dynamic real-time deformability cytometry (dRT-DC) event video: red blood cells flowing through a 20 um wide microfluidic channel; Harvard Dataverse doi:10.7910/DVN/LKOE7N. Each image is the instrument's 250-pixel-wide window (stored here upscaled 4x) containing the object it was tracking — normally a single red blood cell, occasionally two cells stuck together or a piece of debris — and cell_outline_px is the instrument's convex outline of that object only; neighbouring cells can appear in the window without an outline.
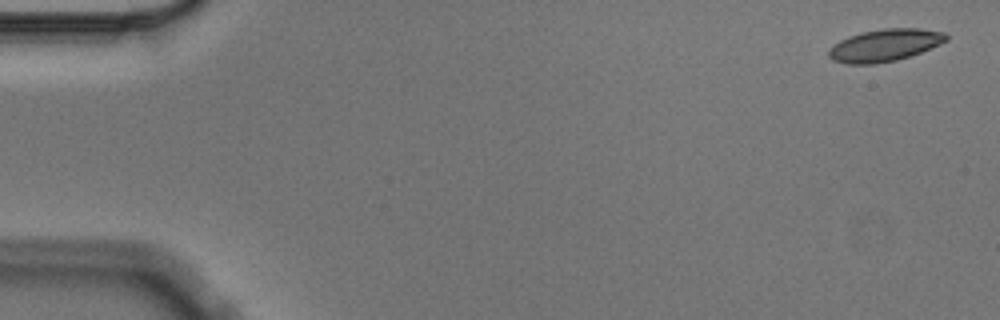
{"species": "Egyptian fruit bat (a non-hibernating species)", "species_latin": "Rousettus aegyptiacus", "temperature_condition": "cold", "stored_images_in_passage": 5, "camera_frame_rate_fps": 3000, "um_per_image_px": 0.085, "animal": {"sex": "male"}, "frame": {"image": 1, "passage_image": 1, "time_ms": 0.0, "image_size_px": [1000, 320], "cell_outline_px": [[948, 40], [940, 44], [920, 52], [896, 60], [876, 64], [848, 64], [832, 60], [828, 56], [828, 52], [840, 40], [848, 36], [860, 32], [884, 28], [920, 28], [944, 32], [948, 36]], "centroid_in_image_um": [75.21, 3.84], "position_along_channel_um": 9.8, "area_um2": 22.02}}
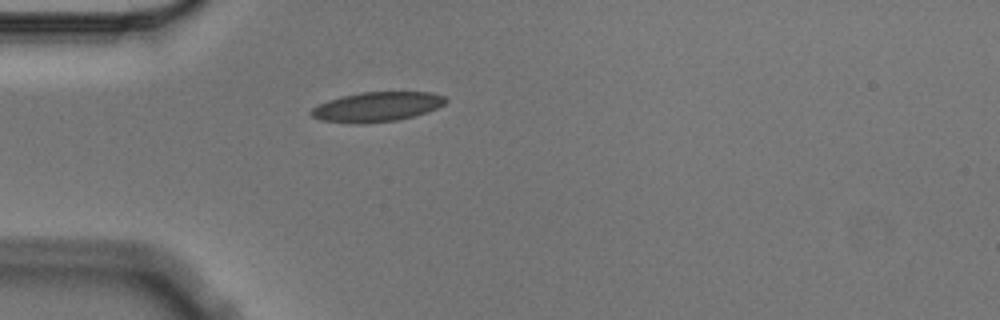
{"frame": {"image": 2, "passage_image": 5, "time_ms": 1.333, "image_size_px": [1000, 320], "cell_outline_px": [[448, 100], [444, 104], [428, 112], [396, 120], [364, 124], [356, 124], [324, 120], [312, 116], [308, 112], [312, 108], [328, 100], [340, 96], [360, 92], [432, 92], [444, 96]], "centroid_in_image_um": [32.04, 9.07], "position_along_channel_um": 53.0, "area_um2": 23.24}}